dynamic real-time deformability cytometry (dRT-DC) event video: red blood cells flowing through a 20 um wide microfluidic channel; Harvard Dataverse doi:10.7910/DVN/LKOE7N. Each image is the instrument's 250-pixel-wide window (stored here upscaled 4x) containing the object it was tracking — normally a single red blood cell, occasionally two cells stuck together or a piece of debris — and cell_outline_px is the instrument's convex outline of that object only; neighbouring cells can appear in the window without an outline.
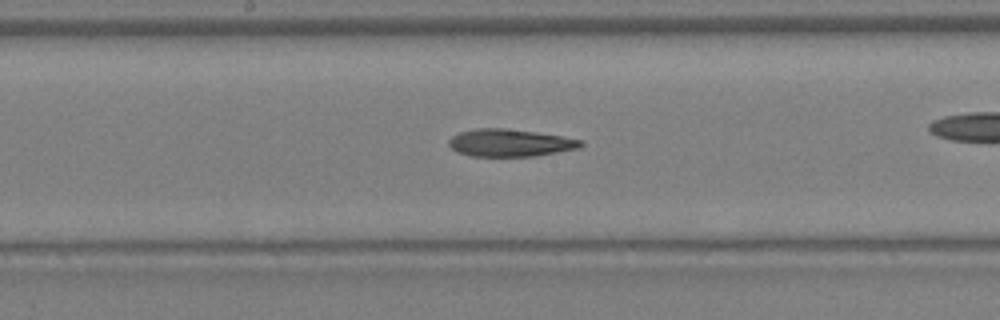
{"species": "Egyptian fruit bat (a non-hibernating species)", "species_latin": "Rousettus aegyptiacus", "temperature_condition": "warm", "stored_images_in_passage": 30, "camera_frame_rate_fps": 3000, "um_per_image_px": 0.085, "animal": {"sex": "female"}, "frame": {"image": 1, "passage_image": 18, "time_ms": 5.667, "image_size_px": [1000, 320], "cell_outline_px": [[584, 144], [580, 148], [536, 156], [472, 156], [460, 152], [452, 148], [448, 144], [448, 140], [452, 136], [460, 132], [476, 128], [504, 128], [536, 132], [584, 140]], "centroid_in_image_um": [43.38, 12.14], "position_along_channel_um": 204.8, "area_um2": 21.04}}
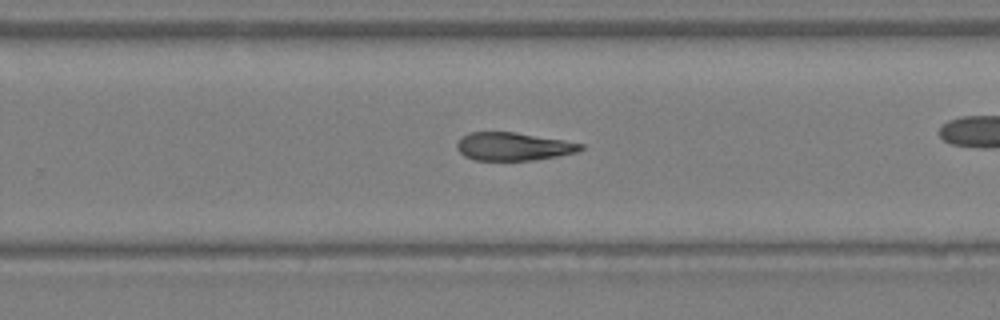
{"frame": {"image": 2, "passage_image": 22, "time_ms": 7.0, "image_size_px": [1000, 320], "cell_outline_px": [[584, 148], [576, 152], [536, 160], [476, 160], [464, 156], [456, 148], [456, 144], [460, 136], [468, 132], [516, 132], [564, 140], [584, 144]], "centroid_in_image_um": [43.6, 12.44], "position_along_channel_um": 286.2, "area_um2": 20.35}}
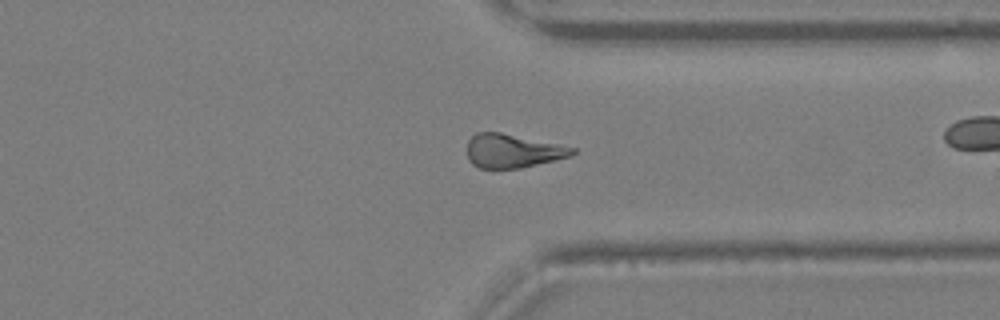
{"frame": {"image": 3, "passage_image": 26, "time_ms": 8.333, "image_size_px": [1000, 320], "cell_outline_px": [[576, 152], [568, 156], [520, 168], [480, 168], [472, 164], [468, 160], [468, 140], [476, 132], [500, 132], [576, 148]], "centroid_in_image_um": [43.52, 12.82], "position_along_channel_um": 367.9, "area_um2": 20.29}}